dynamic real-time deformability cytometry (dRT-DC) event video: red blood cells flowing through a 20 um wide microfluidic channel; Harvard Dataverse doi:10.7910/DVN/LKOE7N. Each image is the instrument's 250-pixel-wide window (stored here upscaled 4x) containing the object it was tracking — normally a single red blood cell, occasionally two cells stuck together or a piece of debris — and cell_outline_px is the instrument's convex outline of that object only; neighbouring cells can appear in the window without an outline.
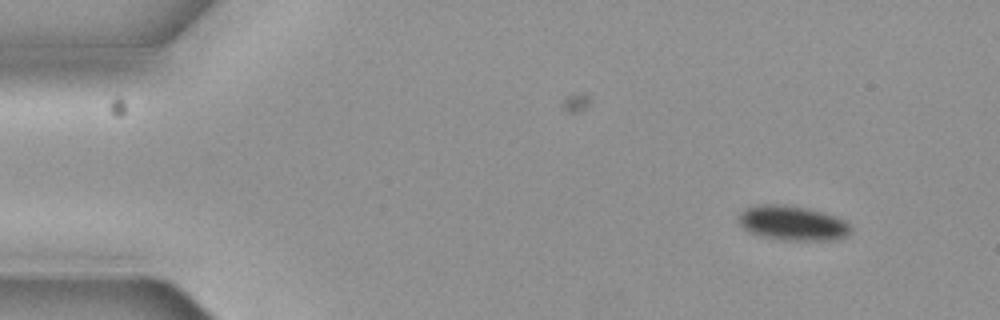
{"species": "common noctule bat (a hibernating species)", "species_latin": "Nyctalus noctula", "temperature_condition": "cold", "stored_images_in_passage": 4, "camera_frame_rate_fps": 3000, "um_per_image_px": 0.085, "animal": {"sex": "female", "body_mass_g": 19.3, "forearm_length_mm": 54.1}, "frame": {"image": 1, "passage_image": 1, "time_ms": 0.0, "image_size_px": [1000, 320], "cell_outline_px": [[852, 232], [844, 236], [832, 240], [784, 240], [764, 236], [752, 232], [744, 228], [740, 224], [740, 212], [744, 208], [756, 204], [784, 204], [808, 208], [824, 212], [836, 216], [844, 220], [852, 228]], "centroid_in_image_um": [67.39, 18.94], "position_along_channel_um": 17.6, "area_um2": 22.6}}
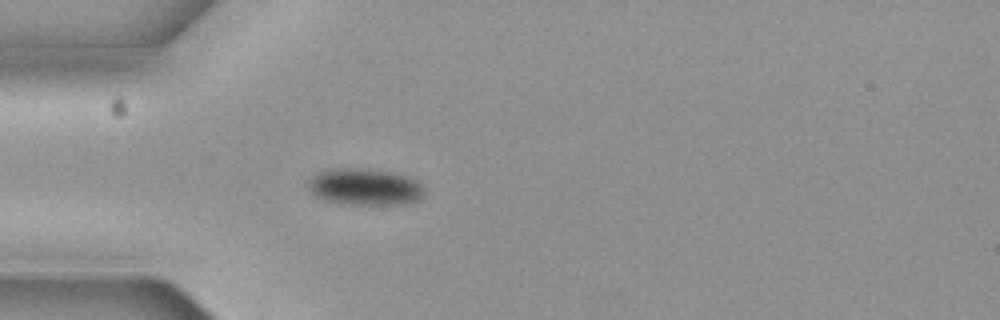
{"frame": {"image": 2, "passage_image": 4, "time_ms": 1.0, "image_size_px": [1000, 320], "cell_outline_px": [[424, 196], [408, 204], [352, 204], [324, 200], [316, 196], [304, 184], [308, 176], [316, 172], [328, 168], [380, 168], [412, 176], [424, 188]], "centroid_in_image_um": [30.99, 15.83], "position_along_channel_um": 54.0, "area_um2": 25.78}}